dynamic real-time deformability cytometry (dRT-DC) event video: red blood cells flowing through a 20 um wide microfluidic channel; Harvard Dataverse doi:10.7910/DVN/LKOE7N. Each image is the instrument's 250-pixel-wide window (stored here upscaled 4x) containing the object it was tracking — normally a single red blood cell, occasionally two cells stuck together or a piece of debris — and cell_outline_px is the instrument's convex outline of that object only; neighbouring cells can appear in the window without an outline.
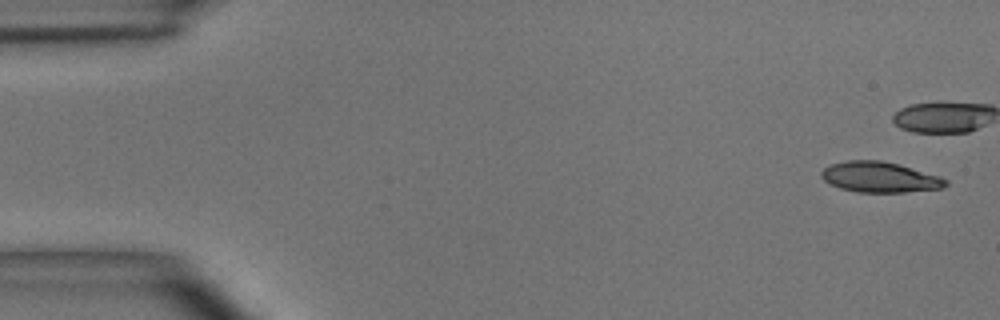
{"species": "common noctule bat (a hibernating species)", "species_latin": "Nyctalus noctula", "temperature_condition": "room temperature", "stored_images_in_passage": 5, "camera_frame_rate_fps": 3000, "um_per_image_px": 0.085, "animal": {"sex": "male", "body_mass_g": 15.6}, "frame": {"image": 1, "passage_image": 1, "time_ms": 0.0, "image_size_px": [1000, 320], "cell_outline_px": [[948, 184], [944, 188], [904, 192], [856, 192], [840, 188], [828, 184], [820, 176], [820, 172], [828, 164], [848, 160], [880, 160], [896, 164], [940, 176], [948, 180]], "centroid_in_image_um": [74.74, 15.06], "position_along_channel_um": 10.3, "area_um2": 22.2}}